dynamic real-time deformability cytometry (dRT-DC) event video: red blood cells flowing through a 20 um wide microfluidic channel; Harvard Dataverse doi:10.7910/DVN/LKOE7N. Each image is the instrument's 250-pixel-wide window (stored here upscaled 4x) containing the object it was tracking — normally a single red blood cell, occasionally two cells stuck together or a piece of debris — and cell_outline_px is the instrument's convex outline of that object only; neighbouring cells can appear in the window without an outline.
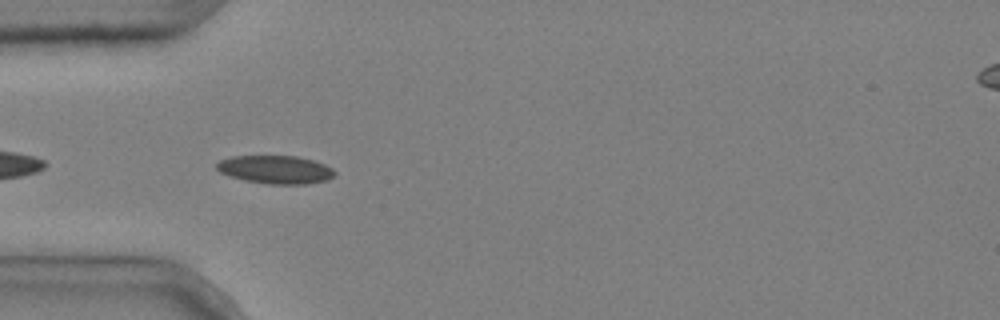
{"species": "common noctule bat (a hibernating species)", "species_latin": "Nyctalus noctula", "temperature_condition": "cold", "stored_images_in_passage": 5, "camera_frame_rate_fps": 3000, "um_per_image_px": 0.085, "animal": {"sex": "male", "body_mass_g": 20.4}, "frame": {"image": 1, "passage_image": 4, "time_ms": 1.0, "image_size_px": [1000, 320], "cell_outline_px": [[336, 176], [328, 180], [308, 184], [268, 184], [244, 180], [228, 176], [220, 172], [216, 168], [216, 164], [220, 160], [232, 156], [296, 156], [312, 160], [324, 164], [332, 168], [336, 172]], "centroid_in_image_um": [23.43, 14.42], "position_along_channel_um": 61.6, "area_um2": 19.54}}